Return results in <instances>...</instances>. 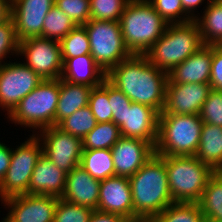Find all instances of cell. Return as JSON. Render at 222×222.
I'll return each instance as SVG.
<instances>
[{"label":"cell","instance_id":"cell-6","mask_svg":"<svg viewBox=\"0 0 222 222\" xmlns=\"http://www.w3.org/2000/svg\"><path fill=\"white\" fill-rule=\"evenodd\" d=\"M173 202L197 203L214 170L195 156H161Z\"/></svg>","mask_w":222,"mask_h":222},{"label":"cell","instance_id":"cell-29","mask_svg":"<svg viewBox=\"0 0 222 222\" xmlns=\"http://www.w3.org/2000/svg\"><path fill=\"white\" fill-rule=\"evenodd\" d=\"M76 26L73 20L54 5L44 18L42 37L60 42Z\"/></svg>","mask_w":222,"mask_h":222},{"label":"cell","instance_id":"cell-12","mask_svg":"<svg viewBox=\"0 0 222 222\" xmlns=\"http://www.w3.org/2000/svg\"><path fill=\"white\" fill-rule=\"evenodd\" d=\"M42 132V134H41ZM43 143V154L54 165L65 171L71 172L80 165L82 156V139L62 131L57 126L40 130Z\"/></svg>","mask_w":222,"mask_h":222},{"label":"cell","instance_id":"cell-17","mask_svg":"<svg viewBox=\"0 0 222 222\" xmlns=\"http://www.w3.org/2000/svg\"><path fill=\"white\" fill-rule=\"evenodd\" d=\"M97 210L133 220V201L127 177L113 176L100 182Z\"/></svg>","mask_w":222,"mask_h":222},{"label":"cell","instance_id":"cell-23","mask_svg":"<svg viewBox=\"0 0 222 222\" xmlns=\"http://www.w3.org/2000/svg\"><path fill=\"white\" fill-rule=\"evenodd\" d=\"M92 88L85 84H72L60 78V94L56 107V126L76 110L88 106Z\"/></svg>","mask_w":222,"mask_h":222},{"label":"cell","instance_id":"cell-26","mask_svg":"<svg viewBox=\"0 0 222 222\" xmlns=\"http://www.w3.org/2000/svg\"><path fill=\"white\" fill-rule=\"evenodd\" d=\"M197 203L208 222H222V171L209 178Z\"/></svg>","mask_w":222,"mask_h":222},{"label":"cell","instance_id":"cell-36","mask_svg":"<svg viewBox=\"0 0 222 222\" xmlns=\"http://www.w3.org/2000/svg\"><path fill=\"white\" fill-rule=\"evenodd\" d=\"M93 210L58 199L53 222H88Z\"/></svg>","mask_w":222,"mask_h":222},{"label":"cell","instance_id":"cell-45","mask_svg":"<svg viewBox=\"0 0 222 222\" xmlns=\"http://www.w3.org/2000/svg\"><path fill=\"white\" fill-rule=\"evenodd\" d=\"M204 0H181L183 10L189 15V13L200 5Z\"/></svg>","mask_w":222,"mask_h":222},{"label":"cell","instance_id":"cell-18","mask_svg":"<svg viewBox=\"0 0 222 222\" xmlns=\"http://www.w3.org/2000/svg\"><path fill=\"white\" fill-rule=\"evenodd\" d=\"M159 113L150 106L131 103L126 108L124 122L119 126L123 137L139 138L151 143L154 147L157 142Z\"/></svg>","mask_w":222,"mask_h":222},{"label":"cell","instance_id":"cell-8","mask_svg":"<svg viewBox=\"0 0 222 222\" xmlns=\"http://www.w3.org/2000/svg\"><path fill=\"white\" fill-rule=\"evenodd\" d=\"M84 26L90 55L105 73L132 55L125 46L119 21L90 19Z\"/></svg>","mask_w":222,"mask_h":222},{"label":"cell","instance_id":"cell-3","mask_svg":"<svg viewBox=\"0 0 222 222\" xmlns=\"http://www.w3.org/2000/svg\"><path fill=\"white\" fill-rule=\"evenodd\" d=\"M119 23L125 46L136 55H145L169 24L147 0H130Z\"/></svg>","mask_w":222,"mask_h":222},{"label":"cell","instance_id":"cell-38","mask_svg":"<svg viewBox=\"0 0 222 222\" xmlns=\"http://www.w3.org/2000/svg\"><path fill=\"white\" fill-rule=\"evenodd\" d=\"M55 6L77 25L90 20V0H55Z\"/></svg>","mask_w":222,"mask_h":222},{"label":"cell","instance_id":"cell-35","mask_svg":"<svg viewBox=\"0 0 222 222\" xmlns=\"http://www.w3.org/2000/svg\"><path fill=\"white\" fill-rule=\"evenodd\" d=\"M147 1L168 23H185L196 18V16L194 15L191 16L186 15L187 13L183 10L181 0H147ZM179 15H184V16L183 18H181V16Z\"/></svg>","mask_w":222,"mask_h":222},{"label":"cell","instance_id":"cell-27","mask_svg":"<svg viewBox=\"0 0 222 222\" xmlns=\"http://www.w3.org/2000/svg\"><path fill=\"white\" fill-rule=\"evenodd\" d=\"M80 166L99 181L115 176L111 149L82 150Z\"/></svg>","mask_w":222,"mask_h":222},{"label":"cell","instance_id":"cell-11","mask_svg":"<svg viewBox=\"0 0 222 222\" xmlns=\"http://www.w3.org/2000/svg\"><path fill=\"white\" fill-rule=\"evenodd\" d=\"M43 79L24 63L0 65V106L8 115Z\"/></svg>","mask_w":222,"mask_h":222},{"label":"cell","instance_id":"cell-33","mask_svg":"<svg viewBox=\"0 0 222 222\" xmlns=\"http://www.w3.org/2000/svg\"><path fill=\"white\" fill-rule=\"evenodd\" d=\"M88 106L97 123L112 121V109L108 99V80L105 79L99 86L93 87L89 95Z\"/></svg>","mask_w":222,"mask_h":222},{"label":"cell","instance_id":"cell-28","mask_svg":"<svg viewBox=\"0 0 222 222\" xmlns=\"http://www.w3.org/2000/svg\"><path fill=\"white\" fill-rule=\"evenodd\" d=\"M120 137V129L112 121L97 123L95 128L82 139V149H111Z\"/></svg>","mask_w":222,"mask_h":222},{"label":"cell","instance_id":"cell-7","mask_svg":"<svg viewBox=\"0 0 222 222\" xmlns=\"http://www.w3.org/2000/svg\"><path fill=\"white\" fill-rule=\"evenodd\" d=\"M60 78L45 79L25 96L8 115L11 121L30 128L56 126Z\"/></svg>","mask_w":222,"mask_h":222},{"label":"cell","instance_id":"cell-30","mask_svg":"<svg viewBox=\"0 0 222 222\" xmlns=\"http://www.w3.org/2000/svg\"><path fill=\"white\" fill-rule=\"evenodd\" d=\"M157 222H208L198 203L174 202L155 217Z\"/></svg>","mask_w":222,"mask_h":222},{"label":"cell","instance_id":"cell-10","mask_svg":"<svg viewBox=\"0 0 222 222\" xmlns=\"http://www.w3.org/2000/svg\"><path fill=\"white\" fill-rule=\"evenodd\" d=\"M26 57L27 67L43 80L59 79L63 69V58L59 41L43 37H32L19 42V53Z\"/></svg>","mask_w":222,"mask_h":222},{"label":"cell","instance_id":"cell-34","mask_svg":"<svg viewBox=\"0 0 222 222\" xmlns=\"http://www.w3.org/2000/svg\"><path fill=\"white\" fill-rule=\"evenodd\" d=\"M130 0H90V19L119 21Z\"/></svg>","mask_w":222,"mask_h":222},{"label":"cell","instance_id":"cell-21","mask_svg":"<svg viewBox=\"0 0 222 222\" xmlns=\"http://www.w3.org/2000/svg\"><path fill=\"white\" fill-rule=\"evenodd\" d=\"M212 62V45H204L184 62L168 73L172 83H206L210 82Z\"/></svg>","mask_w":222,"mask_h":222},{"label":"cell","instance_id":"cell-43","mask_svg":"<svg viewBox=\"0 0 222 222\" xmlns=\"http://www.w3.org/2000/svg\"><path fill=\"white\" fill-rule=\"evenodd\" d=\"M12 156V149L10 147L5 146V144H1L0 142V182L5 177L6 172L10 166Z\"/></svg>","mask_w":222,"mask_h":222},{"label":"cell","instance_id":"cell-39","mask_svg":"<svg viewBox=\"0 0 222 222\" xmlns=\"http://www.w3.org/2000/svg\"><path fill=\"white\" fill-rule=\"evenodd\" d=\"M108 99L112 109V122L118 127L124 122L126 108H130L132 101L119 89L108 81Z\"/></svg>","mask_w":222,"mask_h":222},{"label":"cell","instance_id":"cell-15","mask_svg":"<svg viewBox=\"0 0 222 222\" xmlns=\"http://www.w3.org/2000/svg\"><path fill=\"white\" fill-rule=\"evenodd\" d=\"M54 5L55 0H11V18L19 42L42 37L44 18Z\"/></svg>","mask_w":222,"mask_h":222},{"label":"cell","instance_id":"cell-4","mask_svg":"<svg viewBox=\"0 0 222 222\" xmlns=\"http://www.w3.org/2000/svg\"><path fill=\"white\" fill-rule=\"evenodd\" d=\"M203 46L199 27L194 19L185 23H169L163 35L145 56L152 65L169 73Z\"/></svg>","mask_w":222,"mask_h":222},{"label":"cell","instance_id":"cell-37","mask_svg":"<svg viewBox=\"0 0 222 222\" xmlns=\"http://www.w3.org/2000/svg\"><path fill=\"white\" fill-rule=\"evenodd\" d=\"M199 115L203 123L222 127V90L210 91Z\"/></svg>","mask_w":222,"mask_h":222},{"label":"cell","instance_id":"cell-2","mask_svg":"<svg viewBox=\"0 0 222 222\" xmlns=\"http://www.w3.org/2000/svg\"><path fill=\"white\" fill-rule=\"evenodd\" d=\"M129 179L133 219L155 218L170 204L174 203L168 187L164 159L154 154Z\"/></svg>","mask_w":222,"mask_h":222},{"label":"cell","instance_id":"cell-24","mask_svg":"<svg viewBox=\"0 0 222 222\" xmlns=\"http://www.w3.org/2000/svg\"><path fill=\"white\" fill-rule=\"evenodd\" d=\"M194 156L215 172L222 171V127L203 123L199 146Z\"/></svg>","mask_w":222,"mask_h":222},{"label":"cell","instance_id":"cell-40","mask_svg":"<svg viewBox=\"0 0 222 222\" xmlns=\"http://www.w3.org/2000/svg\"><path fill=\"white\" fill-rule=\"evenodd\" d=\"M10 51L11 53H19V40L16 37L15 25L12 18L0 24V65L3 58Z\"/></svg>","mask_w":222,"mask_h":222},{"label":"cell","instance_id":"cell-41","mask_svg":"<svg viewBox=\"0 0 222 222\" xmlns=\"http://www.w3.org/2000/svg\"><path fill=\"white\" fill-rule=\"evenodd\" d=\"M212 89L222 90V47L212 45L210 82Z\"/></svg>","mask_w":222,"mask_h":222},{"label":"cell","instance_id":"cell-16","mask_svg":"<svg viewBox=\"0 0 222 222\" xmlns=\"http://www.w3.org/2000/svg\"><path fill=\"white\" fill-rule=\"evenodd\" d=\"M115 176L130 178L155 154V147L139 138L121 136L112 146Z\"/></svg>","mask_w":222,"mask_h":222},{"label":"cell","instance_id":"cell-22","mask_svg":"<svg viewBox=\"0 0 222 222\" xmlns=\"http://www.w3.org/2000/svg\"><path fill=\"white\" fill-rule=\"evenodd\" d=\"M60 78L72 84H85L96 87L106 79V73L91 55H82L66 59L63 62Z\"/></svg>","mask_w":222,"mask_h":222},{"label":"cell","instance_id":"cell-42","mask_svg":"<svg viewBox=\"0 0 222 222\" xmlns=\"http://www.w3.org/2000/svg\"><path fill=\"white\" fill-rule=\"evenodd\" d=\"M88 222H130V220L117 214L102 212L96 209L93 210Z\"/></svg>","mask_w":222,"mask_h":222},{"label":"cell","instance_id":"cell-14","mask_svg":"<svg viewBox=\"0 0 222 222\" xmlns=\"http://www.w3.org/2000/svg\"><path fill=\"white\" fill-rule=\"evenodd\" d=\"M58 197L25 194L3 200L10 211V222H53Z\"/></svg>","mask_w":222,"mask_h":222},{"label":"cell","instance_id":"cell-44","mask_svg":"<svg viewBox=\"0 0 222 222\" xmlns=\"http://www.w3.org/2000/svg\"><path fill=\"white\" fill-rule=\"evenodd\" d=\"M11 18V0H0V24Z\"/></svg>","mask_w":222,"mask_h":222},{"label":"cell","instance_id":"cell-5","mask_svg":"<svg viewBox=\"0 0 222 222\" xmlns=\"http://www.w3.org/2000/svg\"><path fill=\"white\" fill-rule=\"evenodd\" d=\"M202 126L199 114H159L155 154L194 156L199 146Z\"/></svg>","mask_w":222,"mask_h":222},{"label":"cell","instance_id":"cell-9","mask_svg":"<svg viewBox=\"0 0 222 222\" xmlns=\"http://www.w3.org/2000/svg\"><path fill=\"white\" fill-rule=\"evenodd\" d=\"M39 136L32 135L16 150H12L10 166L0 182V197L5 200L11 197L28 194L31 176L43 153ZM41 144V145H40Z\"/></svg>","mask_w":222,"mask_h":222},{"label":"cell","instance_id":"cell-47","mask_svg":"<svg viewBox=\"0 0 222 222\" xmlns=\"http://www.w3.org/2000/svg\"><path fill=\"white\" fill-rule=\"evenodd\" d=\"M2 222H10V221L5 217Z\"/></svg>","mask_w":222,"mask_h":222},{"label":"cell","instance_id":"cell-31","mask_svg":"<svg viewBox=\"0 0 222 222\" xmlns=\"http://www.w3.org/2000/svg\"><path fill=\"white\" fill-rule=\"evenodd\" d=\"M97 121L89 106L76 110L72 115L63 119L57 127L62 131L83 139L91 132Z\"/></svg>","mask_w":222,"mask_h":222},{"label":"cell","instance_id":"cell-25","mask_svg":"<svg viewBox=\"0 0 222 222\" xmlns=\"http://www.w3.org/2000/svg\"><path fill=\"white\" fill-rule=\"evenodd\" d=\"M204 16L195 18L204 45H218L222 41V0H208ZM202 19V20H201Z\"/></svg>","mask_w":222,"mask_h":222},{"label":"cell","instance_id":"cell-20","mask_svg":"<svg viewBox=\"0 0 222 222\" xmlns=\"http://www.w3.org/2000/svg\"><path fill=\"white\" fill-rule=\"evenodd\" d=\"M67 173L54 165L43 153L34 167L28 194L61 198L65 190Z\"/></svg>","mask_w":222,"mask_h":222},{"label":"cell","instance_id":"cell-19","mask_svg":"<svg viewBox=\"0 0 222 222\" xmlns=\"http://www.w3.org/2000/svg\"><path fill=\"white\" fill-rule=\"evenodd\" d=\"M100 182L91 177L80 165L67 173L63 200L96 210Z\"/></svg>","mask_w":222,"mask_h":222},{"label":"cell","instance_id":"cell-32","mask_svg":"<svg viewBox=\"0 0 222 222\" xmlns=\"http://www.w3.org/2000/svg\"><path fill=\"white\" fill-rule=\"evenodd\" d=\"M59 43L63 62L69 58L90 55V41L84 25H77Z\"/></svg>","mask_w":222,"mask_h":222},{"label":"cell","instance_id":"cell-46","mask_svg":"<svg viewBox=\"0 0 222 222\" xmlns=\"http://www.w3.org/2000/svg\"><path fill=\"white\" fill-rule=\"evenodd\" d=\"M130 222H157L155 218H137L133 219Z\"/></svg>","mask_w":222,"mask_h":222},{"label":"cell","instance_id":"cell-1","mask_svg":"<svg viewBox=\"0 0 222 222\" xmlns=\"http://www.w3.org/2000/svg\"><path fill=\"white\" fill-rule=\"evenodd\" d=\"M106 79L132 102L150 106L159 114L163 111L168 73L152 65L145 55L132 54L111 68Z\"/></svg>","mask_w":222,"mask_h":222},{"label":"cell","instance_id":"cell-13","mask_svg":"<svg viewBox=\"0 0 222 222\" xmlns=\"http://www.w3.org/2000/svg\"><path fill=\"white\" fill-rule=\"evenodd\" d=\"M212 87L206 83H166L165 106L160 114H199Z\"/></svg>","mask_w":222,"mask_h":222}]
</instances>
